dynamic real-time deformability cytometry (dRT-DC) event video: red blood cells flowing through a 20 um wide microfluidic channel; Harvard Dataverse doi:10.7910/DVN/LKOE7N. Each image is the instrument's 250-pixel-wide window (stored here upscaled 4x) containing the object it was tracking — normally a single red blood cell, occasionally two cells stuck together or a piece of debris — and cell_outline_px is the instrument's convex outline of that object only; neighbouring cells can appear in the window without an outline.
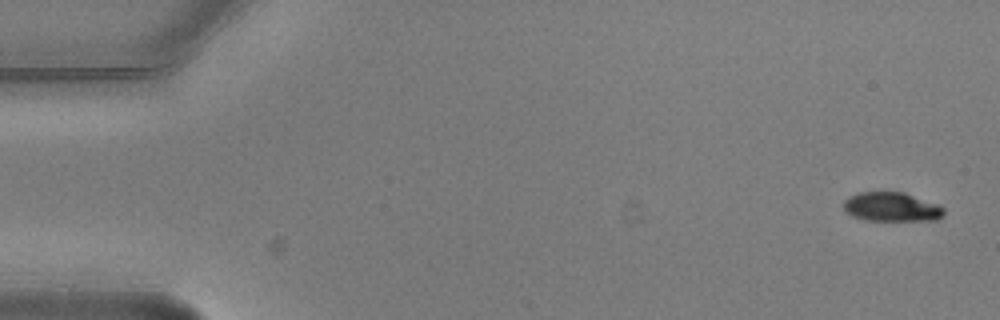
{"species": "common noctule bat (a hibernating species)", "species_latin": "Nyctalus noctula", "temperature_condition": "warm", "stored_images_in_passage": 6, "camera_frame_rate_fps": 3000, "um_per_image_px": 0.085, "animal": {"sex": "male", "body_mass_g": 20.5, "forearm_length_mm": 52.5}, "frame": {"image": 1, "passage_image": 1, "time_ms": 0.0, "image_size_px": [1000, 320], "cell_outline_px": [[944, 216], [936, 220], [864, 220], [852, 216], [844, 212], [844, 200], [860, 192], [904, 192], [940, 204], [944, 208]], "centroid_in_image_um": [75.82, 17.59], "position_along_channel_um": 9.2, "area_um2": 17.17}}
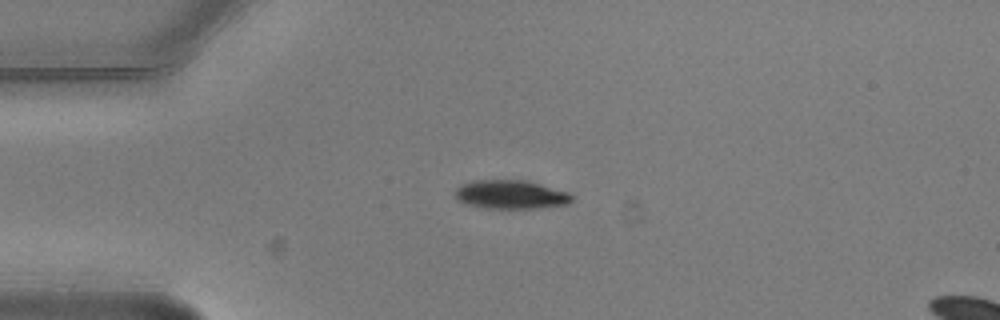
{"frame": {"image": 2, "passage_image": 4, "time_ms": 1.0, "image_size_px": [1000, 320], "cell_outline_px": [[572, 200], [568, 204], [540, 208], [484, 208], [464, 204], [456, 200], [456, 188], [460, 184], [472, 180], [528, 180], [568, 192], [572, 196]], "centroid_in_image_um": [43.38, 16.53], "position_along_channel_um": 41.6, "area_um2": 19.77}}
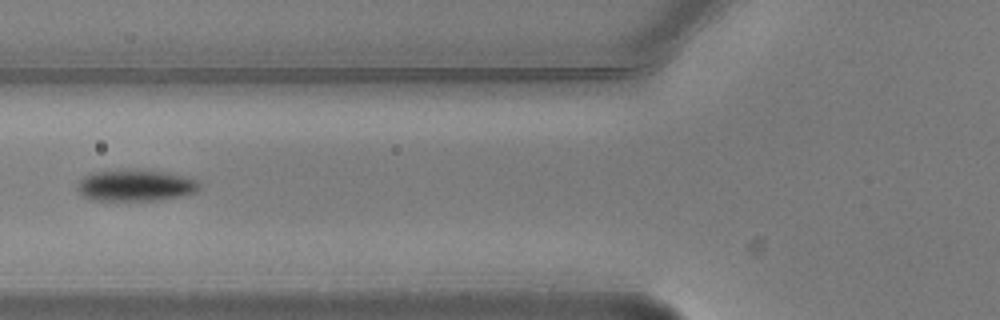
{"frame": {"image": 3, "passage_image": 6, "time_ms": 1.667, "image_size_px": [1000, 320], "cell_outline_px": [[200, 188], [196, 192], [180, 196], [156, 200], [92, 200], [84, 196], [76, 188], [76, 184], [84, 176], [92, 172], [136, 168], [164, 172], [184, 176], [196, 180], [200, 184]], "centroid_in_image_um": [11.5, 15.74], "position_along_channel_um": 114.3, "area_um2": 22.54}}